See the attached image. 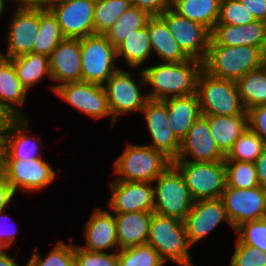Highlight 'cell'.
<instances>
[{"mask_svg":"<svg viewBox=\"0 0 266 266\" xmlns=\"http://www.w3.org/2000/svg\"><path fill=\"white\" fill-rule=\"evenodd\" d=\"M148 182L114 180L109 208L114 213L154 212V187Z\"/></svg>","mask_w":266,"mask_h":266,"instance_id":"obj_15","label":"cell"},{"mask_svg":"<svg viewBox=\"0 0 266 266\" xmlns=\"http://www.w3.org/2000/svg\"><path fill=\"white\" fill-rule=\"evenodd\" d=\"M130 3L146 11L150 16L161 15L171 7V0H130Z\"/></svg>","mask_w":266,"mask_h":266,"instance_id":"obj_45","label":"cell"},{"mask_svg":"<svg viewBox=\"0 0 266 266\" xmlns=\"http://www.w3.org/2000/svg\"><path fill=\"white\" fill-rule=\"evenodd\" d=\"M130 6V0H95V34H104Z\"/></svg>","mask_w":266,"mask_h":266,"instance_id":"obj_35","label":"cell"},{"mask_svg":"<svg viewBox=\"0 0 266 266\" xmlns=\"http://www.w3.org/2000/svg\"><path fill=\"white\" fill-rule=\"evenodd\" d=\"M202 69L203 62L194 58L143 68L145 83L153 89L147 93L148 99L164 100L195 94L198 75Z\"/></svg>","mask_w":266,"mask_h":266,"instance_id":"obj_1","label":"cell"},{"mask_svg":"<svg viewBox=\"0 0 266 266\" xmlns=\"http://www.w3.org/2000/svg\"><path fill=\"white\" fill-rule=\"evenodd\" d=\"M256 20L266 22V0H240Z\"/></svg>","mask_w":266,"mask_h":266,"instance_id":"obj_46","label":"cell"},{"mask_svg":"<svg viewBox=\"0 0 266 266\" xmlns=\"http://www.w3.org/2000/svg\"><path fill=\"white\" fill-rule=\"evenodd\" d=\"M263 63L264 52L258 47L209 45L203 69L212 76L237 81Z\"/></svg>","mask_w":266,"mask_h":266,"instance_id":"obj_2","label":"cell"},{"mask_svg":"<svg viewBox=\"0 0 266 266\" xmlns=\"http://www.w3.org/2000/svg\"><path fill=\"white\" fill-rule=\"evenodd\" d=\"M28 123L27 118L3 120L1 133L4 140V160L27 161L41 158L40 139L28 135L27 132H30L27 126Z\"/></svg>","mask_w":266,"mask_h":266,"instance_id":"obj_19","label":"cell"},{"mask_svg":"<svg viewBox=\"0 0 266 266\" xmlns=\"http://www.w3.org/2000/svg\"><path fill=\"white\" fill-rule=\"evenodd\" d=\"M230 266H266V252L237 239Z\"/></svg>","mask_w":266,"mask_h":266,"instance_id":"obj_42","label":"cell"},{"mask_svg":"<svg viewBox=\"0 0 266 266\" xmlns=\"http://www.w3.org/2000/svg\"><path fill=\"white\" fill-rule=\"evenodd\" d=\"M51 79L60 84L52 86L55 90L59 85L81 81V47L79 38H64L49 56Z\"/></svg>","mask_w":266,"mask_h":266,"instance_id":"obj_20","label":"cell"},{"mask_svg":"<svg viewBox=\"0 0 266 266\" xmlns=\"http://www.w3.org/2000/svg\"><path fill=\"white\" fill-rule=\"evenodd\" d=\"M84 228L86 243L85 246L80 248L103 252L106 249L117 247L119 251L116 222L114 216L109 211L96 208Z\"/></svg>","mask_w":266,"mask_h":266,"instance_id":"obj_24","label":"cell"},{"mask_svg":"<svg viewBox=\"0 0 266 266\" xmlns=\"http://www.w3.org/2000/svg\"><path fill=\"white\" fill-rule=\"evenodd\" d=\"M236 84L246 111L266 104V68L264 65L240 77Z\"/></svg>","mask_w":266,"mask_h":266,"instance_id":"obj_31","label":"cell"},{"mask_svg":"<svg viewBox=\"0 0 266 266\" xmlns=\"http://www.w3.org/2000/svg\"><path fill=\"white\" fill-rule=\"evenodd\" d=\"M145 116L152 144L149 146L163 152L174 161L179 154L181 142L170 127L167 106L162 100H148L141 111Z\"/></svg>","mask_w":266,"mask_h":266,"instance_id":"obj_16","label":"cell"},{"mask_svg":"<svg viewBox=\"0 0 266 266\" xmlns=\"http://www.w3.org/2000/svg\"><path fill=\"white\" fill-rule=\"evenodd\" d=\"M150 15L135 6H130L104 35L117 48L133 31L146 26Z\"/></svg>","mask_w":266,"mask_h":266,"instance_id":"obj_34","label":"cell"},{"mask_svg":"<svg viewBox=\"0 0 266 266\" xmlns=\"http://www.w3.org/2000/svg\"><path fill=\"white\" fill-rule=\"evenodd\" d=\"M235 230L241 243L266 252V217L244 222Z\"/></svg>","mask_w":266,"mask_h":266,"instance_id":"obj_40","label":"cell"},{"mask_svg":"<svg viewBox=\"0 0 266 266\" xmlns=\"http://www.w3.org/2000/svg\"><path fill=\"white\" fill-rule=\"evenodd\" d=\"M210 127V132L216 146L226 157L231 151L234 142L246 131L248 125V113L235 116H204Z\"/></svg>","mask_w":266,"mask_h":266,"instance_id":"obj_27","label":"cell"},{"mask_svg":"<svg viewBox=\"0 0 266 266\" xmlns=\"http://www.w3.org/2000/svg\"><path fill=\"white\" fill-rule=\"evenodd\" d=\"M255 20L240 0H221L217 24L244 25Z\"/></svg>","mask_w":266,"mask_h":266,"instance_id":"obj_41","label":"cell"},{"mask_svg":"<svg viewBox=\"0 0 266 266\" xmlns=\"http://www.w3.org/2000/svg\"><path fill=\"white\" fill-rule=\"evenodd\" d=\"M117 57L123 56L128 66L139 67L153 53L149 38V19L146 26L127 36L116 48Z\"/></svg>","mask_w":266,"mask_h":266,"instance_id":"obj_30","label":"cell"},{"mask_svg":"<svg viewBox=\"0 0 266 266\" xmlns=\"http://www.w3.org/2000/svg\"><path fill=\"white\" fill-rule=\"evenodd\" d=\"M263 65L266 68V52L264 53V63H263Z\"/></svg>","mask_w":266,"mask_h":266,"instance_id":"obj_54","label":"cell"},{"mask_svg":"<svg viewBox=\"0 0 266 266\" xmlns=\"http://www.w3.org/2000/svg\"><path fill=\"white\" fill-rule=\"evenodd\" d=\"M11 60L18 79L27 90L40 82L45 75L51 78L49 57L44 54L31 52Z\"/></svg>","mask_w":266,"mask_h":266,"instance_id":"obj_32","label":"cell"},{"mask_svg":"<svg viewBox=\"0 0 266 266\" xmlns=\"http://www.w3.org/2000/svg\"><path fill=\"white\" fill-rule=\"evenodd\" d=\"M3 212H0V249L4 250L7 249L8 247L11 246V244L15 241V235L17 233V228L13 231L12 228H9V226H2L3 223L2 222V218H4V216H8L9 218L10 215H3ZM4 221V220H3ZM4 227V228H3ZM9 228V229H8Z\"/></svg>","mask_w":266,"mask_h":266,"instance_id":"obj_47","label":"cell"},{"mask_svg":"<svg viewBox=\"0 0 266 266\" xmlns=\"http://www.w3.org/2000/svg\"><path fill=\"white\" fill-rule=\"evenodd\" d=\"M147 244L151 245L166 262L168 259L181 265L193 266L184 223L174 217L152 213Z\"/></svg>","mask_w":266,"mask_h":266,"instance_id":"obj_4","label":"cell"},{"mask_svg":"<svg viewBox=\"0 0 266 266\" xmlns=\"http://www.w3.org/2000/svg\"><path fill=\"white\" fill-rule=\"evenodd\" d=\"M64 1H68V0H55V3H61V2H64Z\"/></svg>","mask_w":266,"mask_h":266,"instance_id":"obj_55","label":"cell"},{"mask_svg":"<svg viewBox=\"0 0 266 266\" xmlns=\"http://www.w3.org/2000/svg\"><path fill=\"white\" fill-rule=\"evenodd\" d=\"M172 160L149 145L128 144L114 163L116 180L152 183L170 165Z\"/></svg>","mask_w":266,"mask_h":266,"instance_id":"obj_5","label":"cell"},{"mask_svg":"<svg viewBox=\"0 0 266 266\" xmlns=\"http://www.w3.org/2000/svg\"><path fill=\"white\" fill-rule=\"evenodd\" d=\"M178 45L190 57L204 61L208 53L211 32L203 25L179 15L171 7L159 15Z\"/></svg>","mask_w":266,"mask_h":266,"instance_id":"obj_11","label":"cell"},{"mask_svg":"<svg viewBox=\"0 0 266 266\" xmlns=\"http://www.w3.org/2000/svg\"><path fill=\"white\" fill-rule=\"evenodd\" d=\"M27 92L16 75L12 60L0 56V115L4 119L27 118L18 109L24 105Z\"/></svg>","mask_w":266,"mask_h":266,"instance_id":"obj_23","label":"cell"},{"mask_svg":"<svg viewBox=\"0 0 266 266\" xmlns=\"http://www.w3.org/2000/svg\"><path fill=\"white\" fill-rule=\"evenodd\" d=\"M162 101L167 106L170 127L181 142L193 123L202 115L197 93L170 97Z\"/></svg>","mask_w":266,"mask_h":266,"instance_id":"obj_25","label":"cell"},{"mask_svg":"<svg viewBox=\"0 0 266 266\" xmlns=\"http://www.w3.org/2000/svg\"><path fill=\"white\" fill-rule=\"evenodd\" d=\"M187 156L193 158L189 161L217 162L225 160V156L220 152L211 135L208 120L202 115L193 123L181 141L176 159H186Z\"/></svg>","mask_w":266,"mask_h":266,"instance_id":"obj_21","label":"cell"},{"mask_svg":"<svg viewBox=\"0 0 266 266\" xmlns=\"http://www.w3.org/2000/svg\"><path fill=\"white\" fill-rule=\"evenodd\" d=\"M196 93L202 116H235L246 111L236 81L212 76L204 69L198 75Z\"/></svg>","mask_w":266,"mask_h":266,"instance_id":"obj_3","label":"cell"},{"mask_svg":"<svg viewBox=\"0 0 266 266\" xmlns=\"http://www.w3.org/2000/svg\"><path fill=\"white\" fill-rule=\"evenodd\" d=\"M221 199L233 230L244 222L266 217V188L264 187L237 189L226 186Z\"/></svg>","mask_w":266,"mask_h":266,"instance_id":"obj_10","label":"cell"},{"mask_svg":"<svg viewBox=\"0 0 266 266\" xmlns=\"http://www.w3.org/2000/svg\"><path fill=\"white\" fill-rule=\"evenodd\" d=\"M265 144V141L248 127L234 142L225 160L255 163Z\"/></svg>","mask_w":266,"mask_h":266,"instance_id":"obj_37","label":"cell"},{"mask_svg":"<svg viewBox=\"0 0 266 266\" xmlns=\"http://www.w3.org/2000/svg\"><path fill=\"white\" fill-rule=\"evenodd\" d=\"M15 192L4 177H0V212L12 201Z\"/></svg>","mask_w":266,"mask_h":266,"instance_id":"obj_48","label":"cell"},{"mask_svg":"<svg viewBox=\"0 0 266 266\" xmlns=\"http://www.w3.org/2000/svg\"><path fill=\"white\" fill-rule=\"evenodd\" d=\"M172 164L180 171L194 201L221 198L227 186L224 161L200 162L175 159Z\"/></svg>","mask_w":266,"mask_h":266,"instance_id":"obj_6","label":"cell"},{"mask_svg":"<svg viewBox=\"0 0 266 266\" xmlns=\"http://www.w3.org/2000/svg\"><path fill=\"white\" fill-rule=\"evenodd\" d=\"M56 172L42 158L31 160H4L3 177L14 192H36L48 186L54 180Z\"/></svg>","mask_w":266,"mask_h":266,"instance_id":"obj_13","label":"cell"},{"mask_svg":"<svg viewBox=\"0 0 266 266\" xmlns=\"http://www.w3.org/2000/svg\"><path fill=\"white\" fill-rule=\"evenodd\" d=\"M95 0H68L54 3L50 10L57 18L65 38H85L95 34Z\"/></svg>","mask_w":266,"mask_h":266,"instance_id":"obj_14","label":"cell"},{"mask_svg":"<svg viewBox=\"0 0 266 266\" xmlns=\"http://www.w3.org/2000/svg\"><path fill=\"white\" fill-rule=\"evenodd\" d=\"M221 0H171V8L179 15L206 27L210 32L217 24Z\"/></svg>","mask_w":266,"mask_h":266,"instance_id":"obj_29","label":"cell"},{"mask_svg":"<svg viewBox=\"0 0 266 266\" xmlns=\"http://www.w3.org/2000/svg\"><path fill=\"white\" fill-rule=\"evenodd\" d=\"M0 266H19L13 257L8 256L0 249Z\"/></svg>","mask_w":266,"mask_h":266,"instance_id":"obj_51","label":"cell"},{"mask_svg":"<svg viewBox=\"0 0 266 266\" xmlns=\"http://www.w3.org/2000/svg\"><path fill=\"white\" fill-rule=\"evenodd\" d=\"M4 8H5V1L4 0H0V16L3 13V10H5Z\"/></svg>","mask_w":266,"mask_h":266,"instance_id":"obj_53","label":"cell"},{"mask_svg":"<svg viewBox=\"0 0 266 266\" xmlns=\"http://www.w3.org/2000/svg\"><path fill=\"white\" fill-rule=\"evenodd\" d=\"M224 164L227 187L252 189L260 186L255 163L224 160Z\"/></svg>","mask_w":266,"mask_h":266,"instance_id":"obj_36","label":"cell"},{"mask_svg":"<svg viewBox=\"0 0 266 266\" xmlns=\"http://www.w3.org/2000/svg\"><path fill=\"white\" fill-rule=\"evenodd\" d=\"M155 180L154 212L183 221L194 200L180 171L171 164Z\"/></svg>","mask_w":266,"mask_h":266,"instance_id":"obj_7","label":"cell"},{"mask_svg":"<svg viewBox=\"0 0 266 266\" xmlns=\"http://www.w3.org/2000/svg\"><path fill=\"white\" fill-rule=\"evenodd\" d=\"M153 212L115 213L119 250L147 243Z\"/></svg>","mask_w":266,"mask_h":266,"instance_id":"obj_26","label":"cell"},{"mask_svg":"<svg viewBox=\"0 0 266 266\" xmlns=\"http://www.w3.org/2000/svg\"><path fill=\"white\" fill-rule=\"evenodd\" d=\"M56 95L64 101L83 112L84 114L99 119L110 116L114 127L115 120L112 118L108 99L103 85L86 81H76L59 85L55 90Z\"/></svg>","mask_w":266,"mask_h":266,"instance_id":"obj_12","label":"cell"},{"mask_svg":"<svg viewBox=\"0 0 266 266\" xmlns=\"http://www.w3.org/2000/svg\"><path fill=\"white\" fill-rule=\"evenodd\" d=\"M140 82L136 83L132 73L118 69L103 85L108 99V106L112 118L116 121L121 114L131 111L141 112L149 100L147 94H141L139 85H146L141 70Z\"/></svg>","mask_w":266,"mask_h":266,"instance_id":"obj_9","label":"cell"},{"mask_svg":"<svg viewBox=\"0 0 266 266\" xmlns=\"http://www.w3.org/2000/svg\"><path fill=\"white\" fill-rule=\"evenodd\" d=\"M210 37L209 45H248L266 52V22L261 20L244 25L216 24Z\"/></svg>","mask_w":266,"mask_h":266,"instance_id":"obj_22","label":"cell"},{"mask_svg":"<svg viewBox=\"0 0 266 266\" xmlns=\"http://www.w3.org/2000/svg\"><path fill=\"white\" fill-rule=\"evenodd\" d=\"M149 38L152 51L163 62H184L191 59L178 45L166 22L159 15L149 17Z\"/></svg>","mask_w":266,"mask_h":266,"instance_id":"obj_28","label":"cell"},{"mask_svg":"<svg viewBox=\"0 0 266 266\" xmlns=\"http://www.w3.org/2000/svg\"><path fill=\"white\" fill-rule=\"evenodd\" d=\"M11 18L6 54L0 56L13 59L32 52L39 30V9L16 8Z\"/></svg>","mask_w":266,"mask_h":266,"instance_id":"obj_18","label":"cell"},{"mask_svg":"<svg viewBox=\"0 0 266 266\" xmlns=\"http://www.w3.org/2000/svg\"><path fill=\"white\" fill-rule=\"evenodd\" d=\"M259 185L266 188V144L255 161Z\"/></svg>","mask_w":266,"mask_h":266,"instance_id":"obj_50","label":"cell"},{"mask_svg":"<svg viewBox=\"0 0 266 266\" xmlns=\"http://www.w3.org/2000/svg\"><path fill=\"white\" fill-rule=\"evenodd\" d=\"M74 250L75 245L72 243L65 244L63 241H58L54 249L43 260L35 247L26 266H75Z\"/></svg>","mask_w":266,"mask_h":266,"instance_id":"obj_39","label":"cell"},{"mask_svg":"<svg viewBox=\"0 0 266 266\" xmlns=\"http://www.w3.org/2000/svg\"><path fill=\"white\" fill-rule=\"evenodd\" d=\"M229 219L221 198L194 201L183 220L189 245L192 246L209 234L222 221Z\"/></svg>","mask_w":266,"mask_h":266,"instance_id":"obj_17","label":"cell"},{"mask_svg":"<svg viewBox=\"0 0 266 266\" xmlns=\"http://www.w3.org/2000/svg\"><path fill=\"white\" fill-rule=\"evenodd\" d=\"M75 266H118L117 252L107 254L106 252L84 250L75 245Z\"/></svg>","mask_w":266,"mask_h":266,"instance_id":"obj_43","label":"cell"},{"mask_svg":"<svg viewBox=\"0 0 266 266\" xmlns=\"http://www.w3.org/2000/svg\"><path fill=\"white\" fill-rule=\"evenodd\" d=\"M247 113L249 128L266 143V104L253 107Z\"/></svg>","mask_w":266,"mask_h":266,"instance_id":"obj_44","label":"cell"},{"mask_svg":"<svg viewBox=\"0 0 266 266\" xmlns=\"http://www.w3.org/2000/svg\"><path fill=\"white\" fill-rule=\"evenodd\" d=\"M3 165H4V140L0 130V177H3Z\"/></svg>","mask_w":266,"mask_h":266,"instance_id":"obj_52","label":"cell"},{"mask_svg":"<svg viewBox=\"0 0 266 266\" xmlns=\"http://www.w3.org/2000/svg\"><path fill=\"white\" fill-rule=\"evenodd\" d=\"M117 256L118 266H163L166 263L147 243L121 249Z\"/></svg>","mask_w":266,"mask_h":266,"instance_id":"obj_38","label":"cell"},{"mask_svg":"<svg viewBox=\"0 0 266 266\" xmlns=\"http://www.w3.org/2000/svg\"><path fill=\"white\" fill-rule=\"evenodd\" d=\"M18 3L17 8L22 9H50L55 0H14Z\"/></svg>","mask_w":266,"mask_h":266,"instance_id":"obj_49","label":"cell"},{"mask_svg":"<svg viewBox=\"0 0 266 266\" xmlns=\"http://www.w3.org/2000/svg\"><path fill=\"white\" fill-rule=\"evenodd\" d=\"M82 73L81 81L104 85L119 69L116 67V48L104 34L80 38Z\"/></svg>","mask_w":266,"mask_h":266,"instance_id":"obj_8","label":"cell"},{"mask_svg":"<svg viewBox=\"0 0 266 266\" xmlns=\"http://www.w3.org/2000/svg\"><path fill=\"white\" fill-rule=\"evenodd\" d=\"M64 38L57 18L51 10L39 9V30L34 40L32 52L49 57Z\"/></svg>","mask_w":266,"mask_h":266,"instance_id":"obj_33","label":"cell"}]
</instances>
